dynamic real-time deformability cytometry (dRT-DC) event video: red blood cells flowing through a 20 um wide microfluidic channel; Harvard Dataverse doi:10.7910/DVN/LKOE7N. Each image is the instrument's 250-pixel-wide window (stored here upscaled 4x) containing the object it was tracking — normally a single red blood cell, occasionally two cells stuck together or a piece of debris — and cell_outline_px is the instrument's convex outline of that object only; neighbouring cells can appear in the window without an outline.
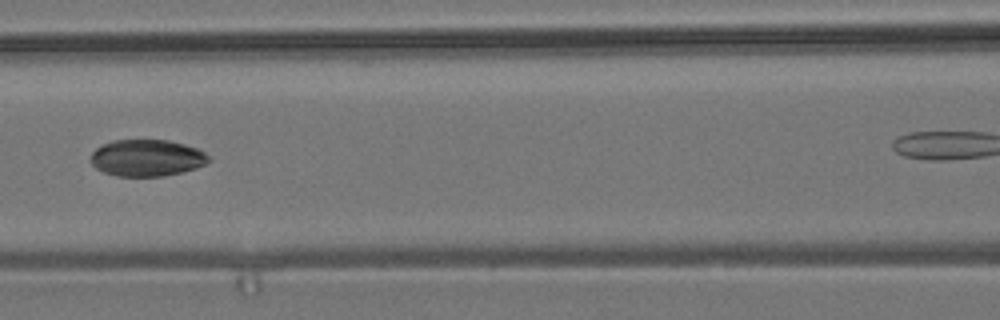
{"species": "common noctule bat (a hibernating species)", "species_latin": "Nyctalus noctula", "temperature_condition": "room temperature", "stored_images_in_passage": 7, "segment_of_instrument_passage": [1, 2], "camera_frame_rate_fps": 3000, "um_per_image_px": 0.085, "animal": {"sex": "male", "body_mass_g": 19.2, "forearm_length_mm": 51.8}, "frame": {"image": 1, "passage_image": 6, "time_ms": 5.667, "image_size_px": [1000, 320], "cell_outline_px": [[212, 160], [196, 168], [164, 176], [116, 176], [104, 172], [96, 168], [88, 160], [92, 152], [96, 148], [112, 140], [168, 140], [184, 144], [196, 148], [204, 152]], "centroid_in_image_um": [12.45, 13.42], "position_along_channel_um": 154.1, "area_um2": 25.26}}